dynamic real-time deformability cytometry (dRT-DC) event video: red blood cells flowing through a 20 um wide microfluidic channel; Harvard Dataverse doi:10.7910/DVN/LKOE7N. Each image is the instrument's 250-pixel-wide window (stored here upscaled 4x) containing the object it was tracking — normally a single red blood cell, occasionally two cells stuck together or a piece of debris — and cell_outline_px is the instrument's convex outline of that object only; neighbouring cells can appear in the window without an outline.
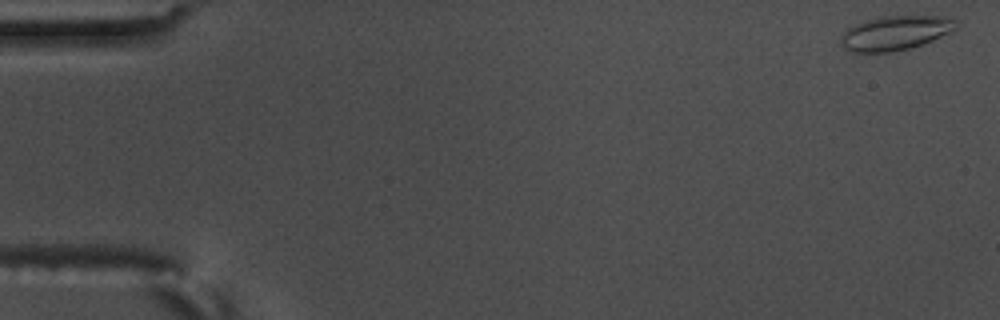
{"species": "common noctule bat (a hibernating species)", "species_latin": "Nyctalus noctula", "temperature_condition": "warm", "stored_images_in_passage": 58, "camera_frame_rate_fps": 3000, "um_per_image_px": 0.085, "animal": {"sex": "male", "body_mass_g": 17.5, "forearm_length_mm": 52.3}, "frame": {"image": 1, "passage_image": 2, "time_ms": 0.333, "image_size_px": [1000, 320], "cell_outline_px": [[956, 28], [952, 32], [932, 40], [908, 48], [892, 52], [852, 52], [844, 48], [840, 44], [840, 36], [848, 28], [856, 24], [868, 20], [884, 16], [948, 16], [956, 20]], "centroid_in_image_um": [76.1, 2.8], "position_along_channel_um": 8.9, "area_um2": 22.95}}
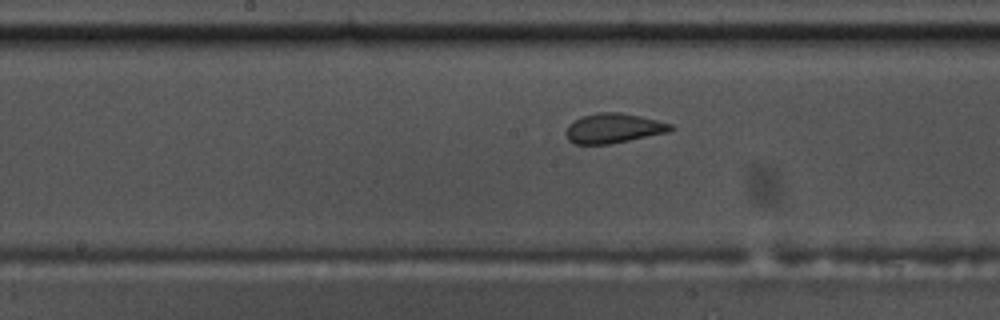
{"frame": {"image": 2, "passage_image": 30, "time_ms": 9.667, "image_size_px": [1000, 320], "cell_outline_px": [[676, 128], [668, 132], [608, 144], [576, 144], [568, 140], [564, 132], [568, 124], [584, 116], [600, 112], [620, 112], [640, 116], [672, 124]], "centroid_in_image_um": [52.13, 10.9], "position_along_channel_um": 196.1, "area_um2": 17.98}}
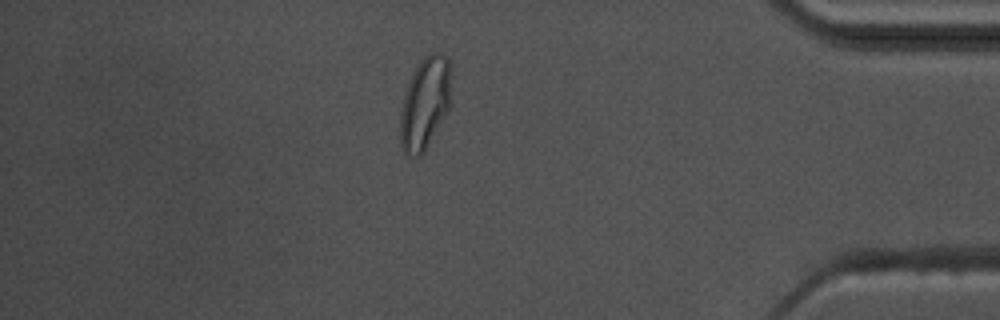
{"frame": {"image": 3, "passage_image": 50, "time_ms": 16.333, "image_size_px": [1000, 320], "cell_outline_px": [[448, 108], [424, 152], [420, 156], [408, 156], [404, 152], [400, 144], [400, 112], [404, 96], [408, 84], [420, 60], [424, 56], [432, 52], [440, 52], [448, 60]], "centroid_in_image_um": [36.05, 8.82], "position_along_channel_um": 399.1, "area_um2": 26.36}, "authors_computed_cell_mechanics": {"area_um2": 20.1433, "velocity_mm_per_s": 3.5792, "shape_relaxation_time_tau1_ms": 6.3604, "shape_relaxation_time_tau2_ms": 1.0278, "deformation_change_tau1": 0.1812, "deformation_change_tau2": 0.0637}}